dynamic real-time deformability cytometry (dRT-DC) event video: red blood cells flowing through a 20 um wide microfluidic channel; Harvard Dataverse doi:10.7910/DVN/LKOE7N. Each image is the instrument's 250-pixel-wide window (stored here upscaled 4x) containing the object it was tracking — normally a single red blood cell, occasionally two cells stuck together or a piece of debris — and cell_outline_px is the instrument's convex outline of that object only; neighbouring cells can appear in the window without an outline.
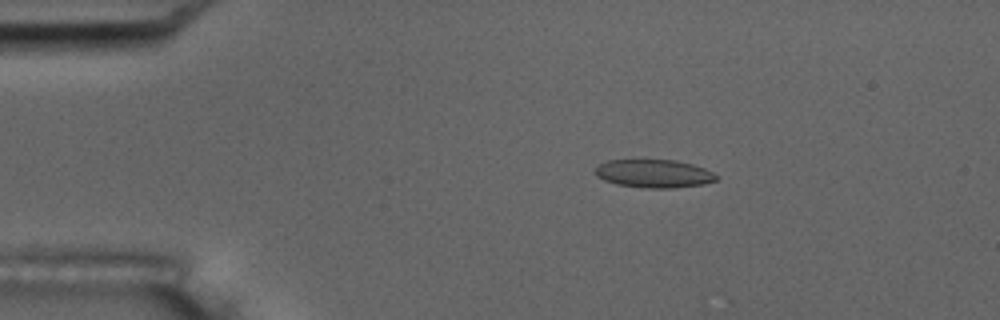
{"species": "common noctule bat (a hibernating species)", "species_latin": "Nyctalus noctula", "temperature_condition": "room temperature", "stored_images_in_passage": 11, "camera_frame_rate_fps": 3000, "um_per_image_px": 0.085, "animal": {"sex": "male", "body_mass_g": 17.5, "forearm_length_mm": 52.3}, "frame": {"image": 1, "passage_image": 4, "time_ms": 3.333, "image_size_px": [1000, 320], "cell_outline_px": [[716, 180], [704, 184], [668, 188], [652, 188], [616, 184], [604, 180], [596, 176], [596, 168], [600, 164], [608, 160], [676, 160], [692, 164], [704, 168], [712, 172], [716, 176]], "centroid_in_image_um": [55.58, 14.75], "position_along_channel_um": 29.4, "area_um2": 19.59}}
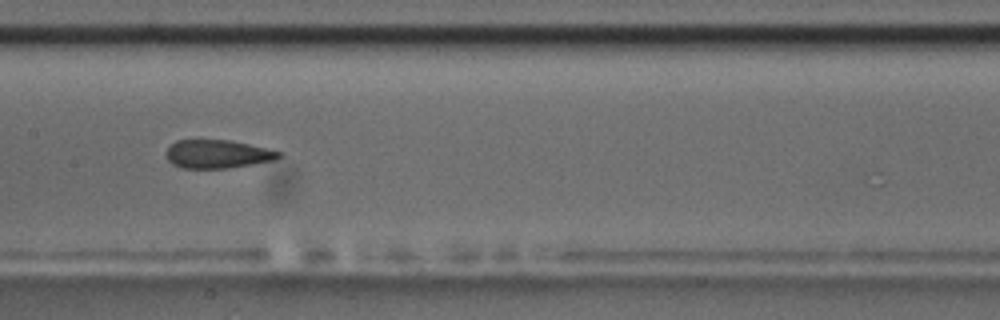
{"frame": {"image": 2, "passage_image": 9, "time_ms": 9.333, "image_size_px": [1000, 320], "cell_outline_px": [[284, 152], [276, 160], [228, 168], [184, 168], [172, 164], [168, 160], [168, 148], [176, 140], [232, 140]], "centroid_in_image_um": [18.54, 13.09], "position_along_channel_um": 188.9, "area_um2": 18.55}}